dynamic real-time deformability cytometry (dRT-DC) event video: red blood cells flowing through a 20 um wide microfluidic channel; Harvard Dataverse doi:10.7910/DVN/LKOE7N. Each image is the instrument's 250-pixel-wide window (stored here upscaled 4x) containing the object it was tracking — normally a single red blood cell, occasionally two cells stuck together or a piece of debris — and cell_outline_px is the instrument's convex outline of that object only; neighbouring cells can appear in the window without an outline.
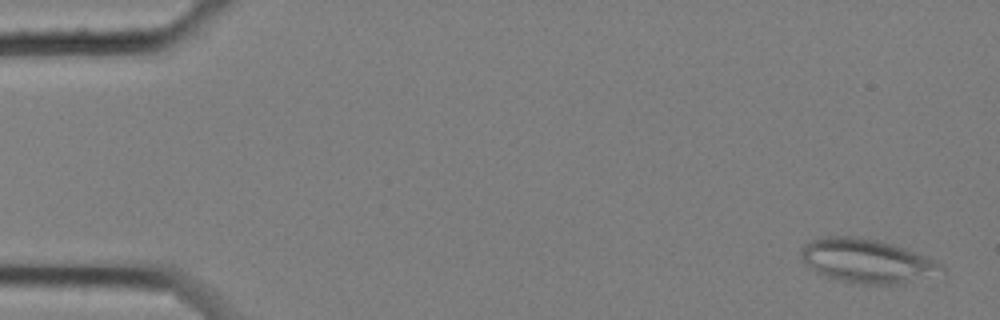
{"species": "common noctule bat (a hibernating species)", "species_latin": "Nyctalus noctula", "temperature_condition": "cold", "stored_images_in_passage": 58, "segment_of_instrument_passage": [1, 2], "camera_frame_rate_fps": 3000, "um_per_image_px": 0.085, "animal": {"sex": "female", "body_mass_g": 25.1}, "frame": {"image": 1, "passage_image": 2, "time_ms": 0.333, "image_size_px": [1000, 320], "cell_outline_px": [[944, 268], [904, 284], [864, 284], [832, 280], [808, 268], [804, 264], [800, 256], [800, 248], [804, 244], [820, 236], [856, 236], [876, 240], [892, 244], [904, 248], [936, 260], [944, 264]], "centroid_in_image_um": [73.56, 22.17], "position_along_channel_um": 11.4, "area_um2": 35.95}}